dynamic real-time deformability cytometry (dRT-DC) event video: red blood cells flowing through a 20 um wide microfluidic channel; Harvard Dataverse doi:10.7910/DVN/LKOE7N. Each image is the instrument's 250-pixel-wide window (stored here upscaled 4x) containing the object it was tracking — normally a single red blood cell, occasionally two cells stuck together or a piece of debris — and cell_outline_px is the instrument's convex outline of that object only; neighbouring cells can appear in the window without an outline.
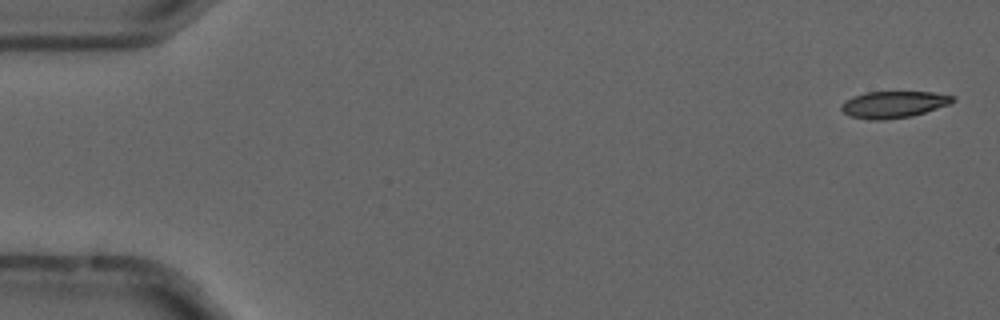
{"species": "common noctule bat (a hibernating species)", "species_latin": "Nyctalus noctula", "temperature_condition": "cold", "stored_images_in_passage": 3, "camera_frame_rate_fps": 3000, "um_per_image_px": 0.085, "animal": {"sex": "male", "forearm_length_mm": 52.5}, "frame": {"image": 1, "passage_image": 1, "time_ms": 0.0, "image_size_px": [1000, 320], "cell_outline_px": [[956, 100], [948, 104], [912, 116], [884, 120], [868, 120], [848, 116], [840, 108], [840, 104], [844, 100], [852, 96], [864, 92], [932, 92], [956, 96]], "centroid_in_image_um": [75.9, 8.88], "position_along_channel_um": 9.1, "area_um2": 17.51}}